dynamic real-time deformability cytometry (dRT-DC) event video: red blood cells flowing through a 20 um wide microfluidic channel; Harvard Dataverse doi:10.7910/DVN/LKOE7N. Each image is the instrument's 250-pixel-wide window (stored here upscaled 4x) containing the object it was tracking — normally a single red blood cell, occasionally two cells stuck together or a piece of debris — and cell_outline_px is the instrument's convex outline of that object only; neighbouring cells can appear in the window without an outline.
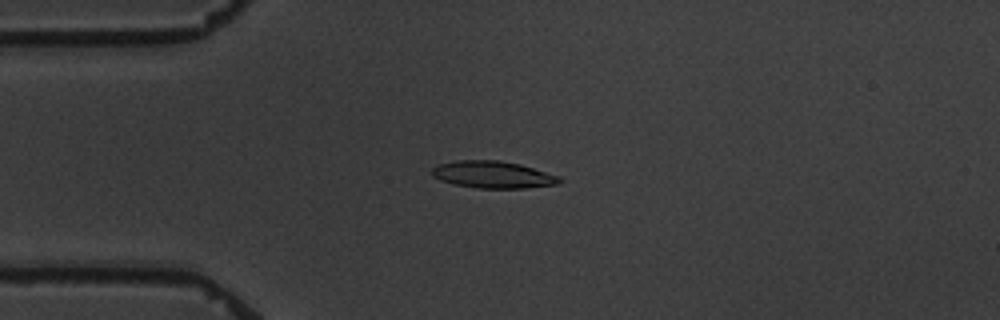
{"species": "common noctule bat (a hibernating species)", "species_latin": "Nyctalus noctula", "temperature_condition": "warm", "stored_images_in_passage": 8, "camera_frame_rate_fps": 3000, "um_per_image_px": 0.085, "animal": {"sex": "male", "body_mass_g": 19.5, "forearm_length_mm": 54.6}, "frame": {"image": 1, "passage_image": 4, "time_ms": 3.333, "image_size_px": [1000, 320], "cell_outline_px": [[564, 180], [560, 184], [524, 188], [476, 188], [456, 184], [440, 180], [432, 176], [432, 168], [440, 164], [456, 160], [500, 160], [520, 164], [560, 176]], "centroid_in_image_um": [41.94, 14.84], "position_along_channel_um": 43.1, "area_um2": 20.17}}
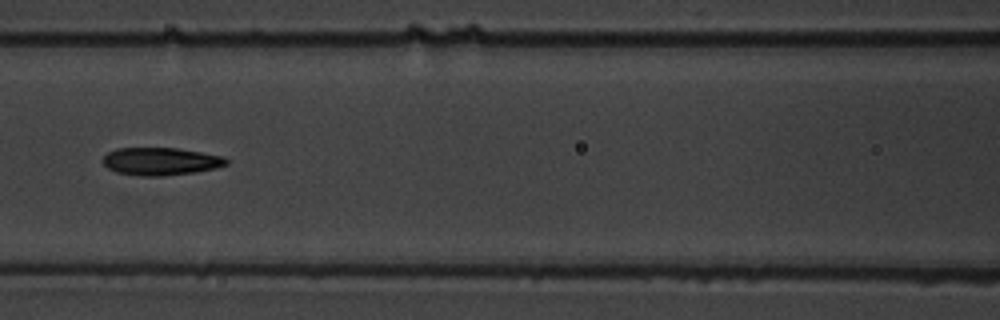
{"frame": {"image": 2, "passage_image": 7, "time_ms": 7.0, "image_size_px": [1000, 320], "cell_outline_px": [[228, 164], [216, 168], [196, 172], [160, 176], [140, 176], [116, 172], [108, 168], [104, 164], [104, 156], [108, 152], [116, 148], [176, 148], [224, 156], [228, 160]], "centroid_in_image_um": [13.67, 13.71], "position_along_channel_um": 152.9, "area_um2": 19.88}}
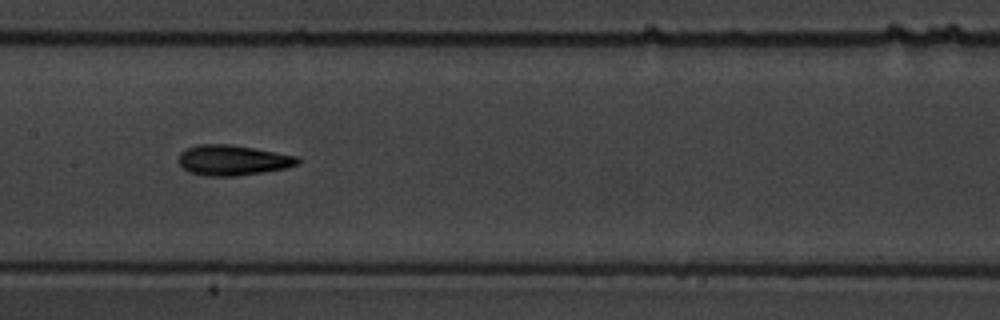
{"frame": {"image": 3, "passage_image": 8, "time_ms": 8.0, "image_size_px": [1000, 320], "cell_outline_px": [[300, 160], [296, 164], [288, 168], [264, 172], [236, 176], [204, 176], [188, 172], [176, 160], [180, 152], [196, 144], [232, 144], [296, 156]], "centroid_in_image_um": [19.73, 13.62], "position_along_channel_um": 187.7, "area_um2": 21.15}}